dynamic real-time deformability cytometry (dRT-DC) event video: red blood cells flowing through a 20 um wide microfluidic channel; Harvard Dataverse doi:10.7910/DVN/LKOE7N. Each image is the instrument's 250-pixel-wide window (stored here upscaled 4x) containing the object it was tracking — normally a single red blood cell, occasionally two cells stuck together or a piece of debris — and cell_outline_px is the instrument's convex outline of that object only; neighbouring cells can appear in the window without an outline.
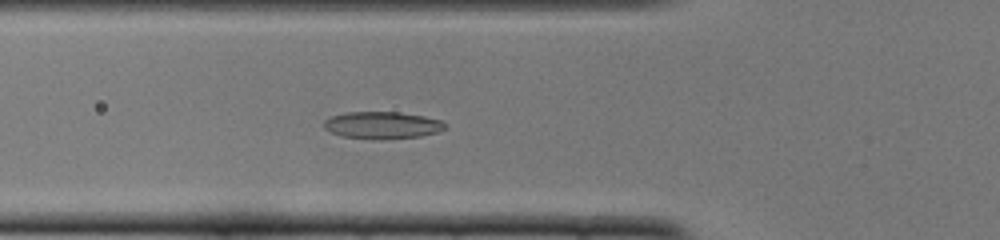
{"species": "common noctule bat (a hibernating species)", "species_latin": "Nyctalus noctula", "temperature_condition": "cold", "stored_images_in_passage": 30, "camera_frame_rate_fps": 3000, "um_per_image_px": 0.085, "animal": {"sex": "female", "body_mass_g": 22.0, "forearm_length_mm": 56.7}, "frame": {"image": 1, "passage_image": 19, "time_ms": 6.0, "image_size_px": [1000, 240], "cell_outline_px": [[448, 128], [440, 132], [420, 136], [380, 140], [372, 140], [340, 136], [324, 128], [324, 120], [332, 116], [348, 112], [400, 112], [424, 116], [440, 120], [448, 124]], "centroid_in_image_um": [32.54, 10.65], "position_along_channel_um": 93.3, "area_um2": 19.48}}
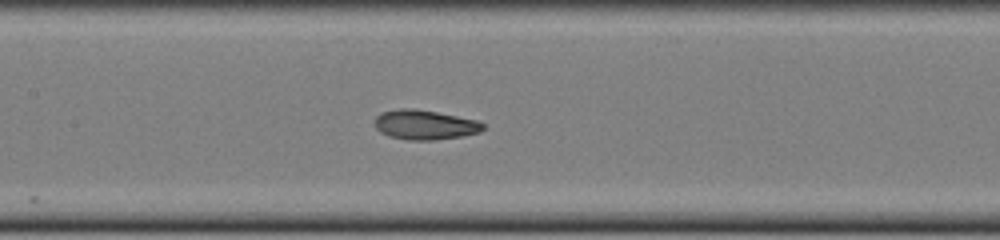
{"frame": {"image": 2, "passage_image": 25, "time_ms": 8.0, "image_size_px": [1000, 240], "cell_outline_px": [[484, 128], [480, 132], [464, 136], [436, 140], [408, 140], [388, 136], [380, 132], [376, 128], [376, 116], [380, 112], [400, 108], [412, 108], [436, 112], [476, 120], [484, 124]], "centroid_in_image_um": [36.1, 10.61], "position_along_channel_um": 171.3, "area_um2": 18.73}}
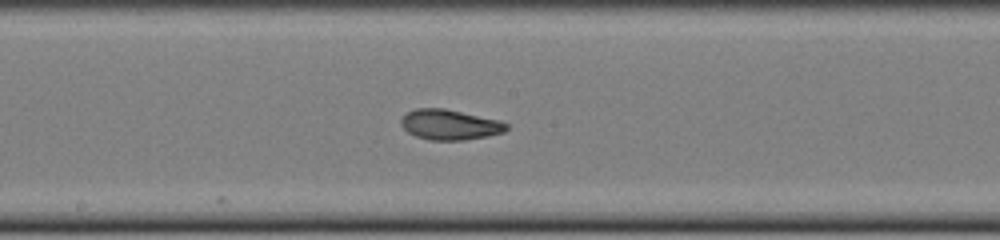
{"frame": {"image": 3, "passage_image": 28, "time_ms": 9.0, "image_size_px": [1000, 240], "cell_outline_px": [[508, 128], [504, 132], [464, 140], [428, 140], [416, 136], [408, 132], [400, 124], [400, 120], [408, 112], [416, 108], [444, 108], [500, 120], [508, 124]], "centroid_in_image_um": [38.22, 10.59], "position_along_channel_um": 210.0, "area_um2": 18.5}}